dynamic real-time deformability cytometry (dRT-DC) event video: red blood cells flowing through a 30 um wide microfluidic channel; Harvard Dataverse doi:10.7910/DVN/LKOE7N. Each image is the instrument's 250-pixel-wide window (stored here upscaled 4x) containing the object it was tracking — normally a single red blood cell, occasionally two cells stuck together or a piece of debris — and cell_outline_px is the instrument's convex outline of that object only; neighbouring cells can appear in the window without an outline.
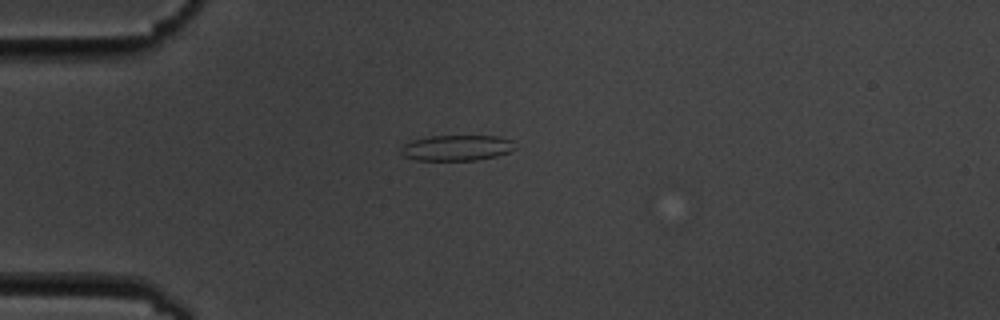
{"species": "common noctule bat (a hibernating species)", "species_latin": "Nyctalus noctula", "temperature_condition": "cold", "stored_images_in_passage": 3, "camera_frame_rate_fps": 3000, "um_per_image_px": 0.085, "animal": {"sex": "male", "body_mass_g": 19.5, "forearm_length_mm": 54.6}, "frame": {"image": 1, "passage_image": 2, "time_ms": 1.0, "image_size_px": [1000, 320], "cell_outline_px": [[516, 148], [508, 152], [496, 156], [476, 160], [416, 160], [404, 156], [400, 152], [400, 148], [404, 144], [412, 140], [432, 136], [500, 136], [512, 140]], "centroid_in_image_um": [38.82, 12.56], "position_along_channel_um": 46.2, "area_um2": 17.05}}